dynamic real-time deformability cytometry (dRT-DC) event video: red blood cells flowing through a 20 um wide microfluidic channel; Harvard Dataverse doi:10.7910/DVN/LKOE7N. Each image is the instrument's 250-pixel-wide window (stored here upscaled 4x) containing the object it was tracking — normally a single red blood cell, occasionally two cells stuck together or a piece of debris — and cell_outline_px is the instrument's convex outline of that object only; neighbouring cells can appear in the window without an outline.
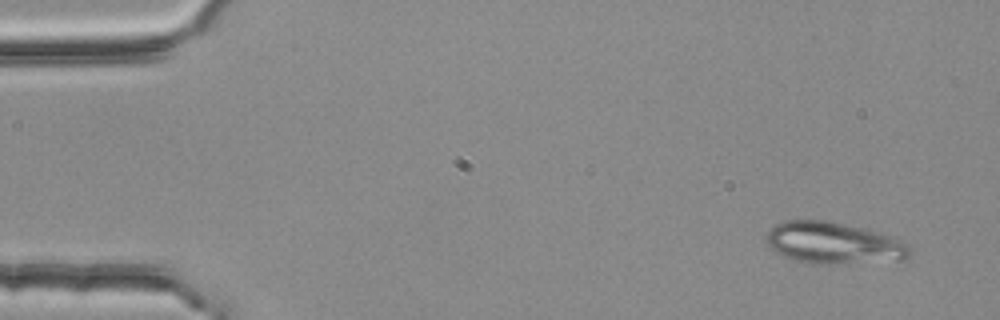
{"species": "common noctule bat (a hibernating species)", "species_latin": "Nyctalus noctula", "temperature_condition": "room temperature", "stored_images_in_passage": 4, "camera_frame_rate_fps": 3000, "um_per_image_px": 0.085, "animal": {"sex": "female", "body_mass_g": 25.1}, "frame": {"image": 1, "passage_image": 1, "time_ms": 0.0, "image_size_px": [1000, 320], "cell_outline_px": [[912, 252], [904, 260], [840, 264], [812, 264], [796, 260], [784, 256], [768, 248], [764, 244], [764, 236], [776, 224], [784, 220], [828, 220], [864, 228], [880, 232], [900, 240], [908, 244]], "centroid_in_image_um": [70.83, 20.66], "position_along_channel_um": 14.2, "area_um2": 35.43}}